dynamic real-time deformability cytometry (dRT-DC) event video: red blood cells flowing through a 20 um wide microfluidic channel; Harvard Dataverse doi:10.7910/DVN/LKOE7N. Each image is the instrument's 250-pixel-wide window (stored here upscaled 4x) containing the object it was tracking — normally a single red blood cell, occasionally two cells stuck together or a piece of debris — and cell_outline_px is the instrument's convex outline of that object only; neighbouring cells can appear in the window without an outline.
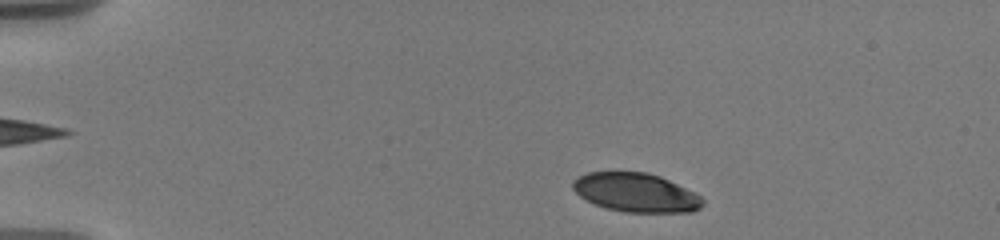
{"species": "human", "species_latin": "Homo sapiens", "temperature_condition": "warm", "stored_images_in_passage": 32, "camera_frame_rate_fps": 3000, "um_per_image_px": 0.085, "donor": {"sex": "male"}, "frame": {"image": 1, "passage_image": 5, "time_ms": 1.333, "image_size_px": [1000, 240], "cell_outline_px": [[704, 204], [700, 208], [692, 212], [624, 212], [608, 208], [584, 200], [572, 188], [572, 180], [588, 172], [648, 172], [660, 176], [700, 196], [704, 200]], "centroid_in_image_um": [54.03, 16.37], "position_along_channel_um": 31.0, "area_um2": 29.25}}
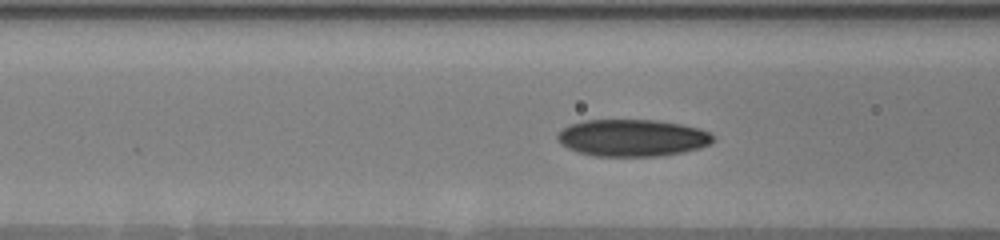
{"frame": {"image": 2, "passage_image": 20, "time_ms": 5.667, "image_size_px": [1000, 240], "cell_outline_px": [[712, 140], [708, 144], [700, 148], [660, 156], [596, 156], [580, 152], [568, 148], [556, 136], [564, 128], [572, 124], [584, 120], [656, 120], [680, 124], [700, 128], [708, 132], [712, 136]], "centroid_in_image_um": [53.76, 11.71], "position_along_channel_um": 112.8, "area_um2": 33.06}}
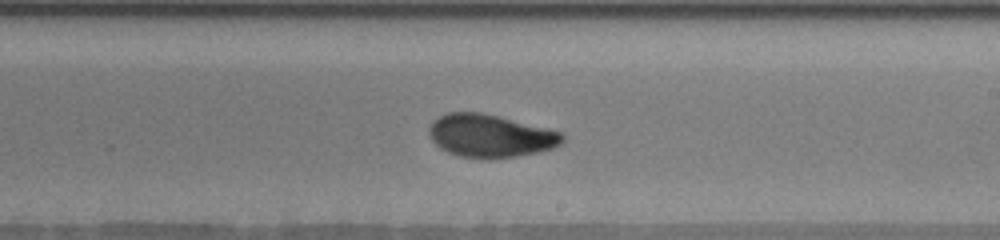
{"frame": {"image": 3, "passage_image": 32, "time_ms": 9.333, "image_size_px": [1000, 240], "cell_outline_px": [[564, 140], [560, 144], [552, 148], [536, 152], [516, 156], [492, 160], [488, 160], [460, 156], [448, 152], [440, 148], [432, 140], [428, 132], [428, 128], [440, 116], [448, 112], [480, 112], [560, 132], [564, 136]], "centroid_in_image_um": [41.64, 11.57], "position_along_channel_um": 247.4, "area_um2": 32.95}}